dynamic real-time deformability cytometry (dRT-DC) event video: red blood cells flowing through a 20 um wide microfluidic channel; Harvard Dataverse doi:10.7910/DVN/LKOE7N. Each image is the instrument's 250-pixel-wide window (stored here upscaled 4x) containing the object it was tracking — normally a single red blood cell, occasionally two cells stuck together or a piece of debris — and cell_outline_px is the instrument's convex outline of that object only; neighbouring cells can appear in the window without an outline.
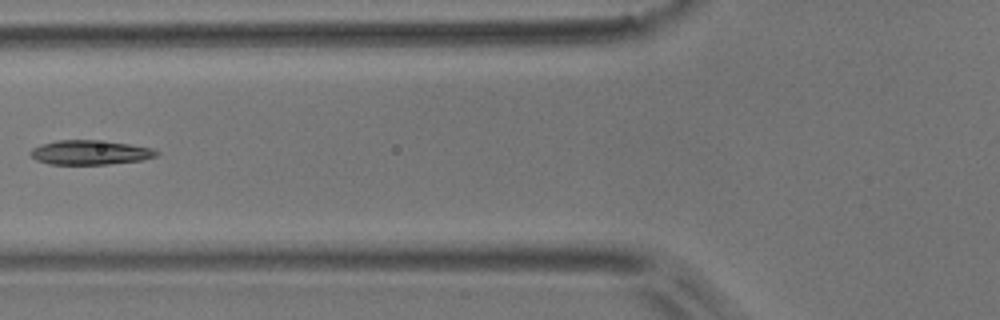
{"species": "common noctule bat (a hibernating species)", "species_latin": "Nyctalus noctula", "temperature_condition": "room temperature", "stored_images_in_passage": 7, "camera_frame_rate_fps": 3000, "um_per_image_px": 0.085, "animal": {"sex": "male", "body_mass_g": 17.9}, "frame": {"image": 1, "passage_image": 6, "time_ms": 1.667, "image_size_px": [1000, 320], "cell_outline_px": [[160, 152], [156, 156], [144, 160], [108, 164], [48, 164], [36, 160], [28, 152], [32, 148], [40, 144], [56, 140], [92, 140], [128, 144], [152, 148]], "centroid_in_image_um": [7.63, 12.96], "position_along_channel_um": 118.2, "area_um2": 17.92}}
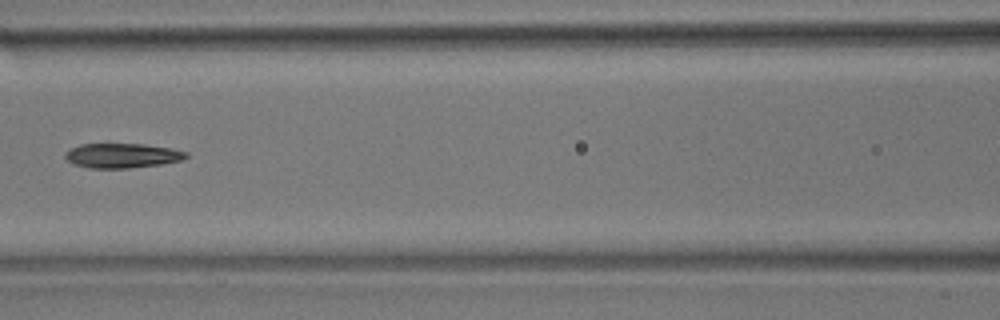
{"frame": {"image": 2, "passage_image": 7, "time_ms": 2.0, "image_size_px": [1000, 320], "cell_outline_px": [[188, 156], [180, 160], [160, 164], [128, 168], [88, 168], [72, 164], [64, 156], [64, 152], [80, 144], [144, 144], [172, 148], [188, 152]], "centroid_in_image_um": [10.36, 13.22], "position_along_channel_um": 156.2, "area_um2": 17.34}}